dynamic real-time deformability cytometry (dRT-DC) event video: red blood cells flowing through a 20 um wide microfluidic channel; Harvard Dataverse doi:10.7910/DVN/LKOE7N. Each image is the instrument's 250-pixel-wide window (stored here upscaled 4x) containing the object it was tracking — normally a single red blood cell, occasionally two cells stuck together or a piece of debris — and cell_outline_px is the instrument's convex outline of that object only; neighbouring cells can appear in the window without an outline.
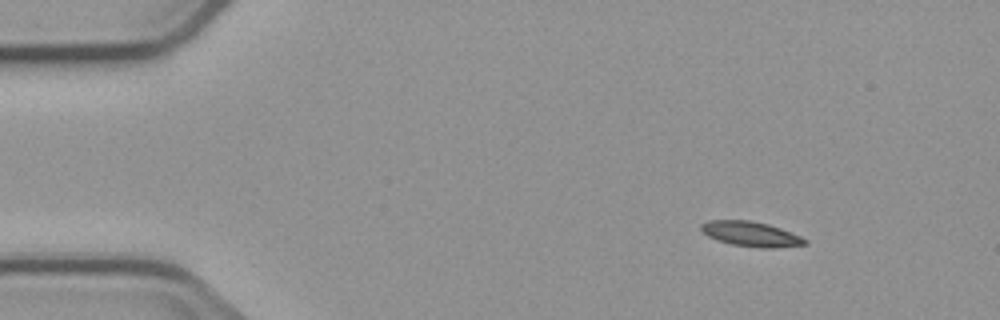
{"species": "common noctule bat (a hibernating species)", "species_latin": "Nyctalus noctula", "temperature_condition": "cold", "stored_images_in_passage": 6, "camera_frame_rate_fps": 3000, "um_per_image_px": 0.085, "animal": {"sex": "male", "body_mass_g": 23.1, "forearm_length_mm": 52.7}, "frame": {"image": 1, "passage_image": 1, "time_ms": 0.0, "image_size_px": [1000, 320], "cell_outline_px": [[808, 244], [776, 248], [760, 248], [732, 244], [716, 240], [708, 236], [700, 228], [700, 224], [708, 220], [752, 220], [768, 224], [780, 228], [800, 236], [808, 240]], "centroid_in_image_um": [63.83, 19.89], "position_along_channel_um": 21.2, "area_um2": 15.14}}
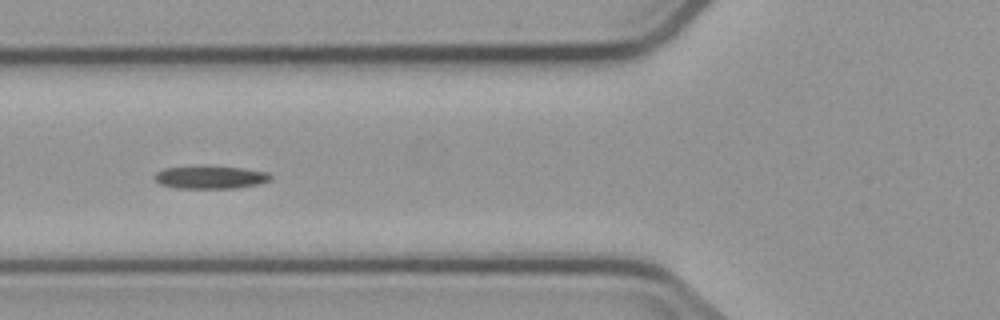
{"frame": {"image": 2, "passage_image": 5, "time_ms": 4.667, "image_size_px": [1000, 320], "cell_outline_px": [[272, 180], [260, 184], [236, 188], [176, 188], [160, 184], [152, 176], [156, 172], [164, 168], [244, 168], [268, 172], [272, 176]], "centroid_in_image_um": [17.93, 15.1], "position_along_channel_um": 107.9, "area_um2": 14.97}}
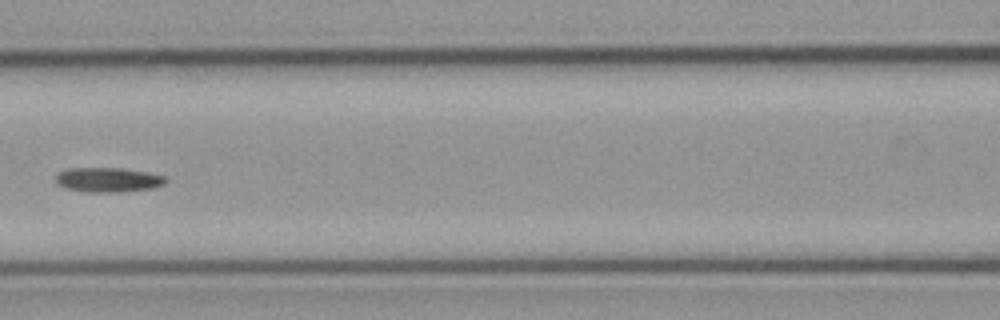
{"frame": {"image": 3, "passage_image": 6, "time_ms": 6.0, "image_size_px": [1000, 320], "cell_outline_px": [[168, 180], [164, 184], [152, 188], [116, 192], [84, 192], [64, 188], [56, 184], [56, 176], [60, 172], [68, 168], [120, 168], [148, 172], [168, 176]], "centroid_in_image_um": [9.19, 15.28], "position_along_channel_um": 157.4, "area_um2": 15.9}}